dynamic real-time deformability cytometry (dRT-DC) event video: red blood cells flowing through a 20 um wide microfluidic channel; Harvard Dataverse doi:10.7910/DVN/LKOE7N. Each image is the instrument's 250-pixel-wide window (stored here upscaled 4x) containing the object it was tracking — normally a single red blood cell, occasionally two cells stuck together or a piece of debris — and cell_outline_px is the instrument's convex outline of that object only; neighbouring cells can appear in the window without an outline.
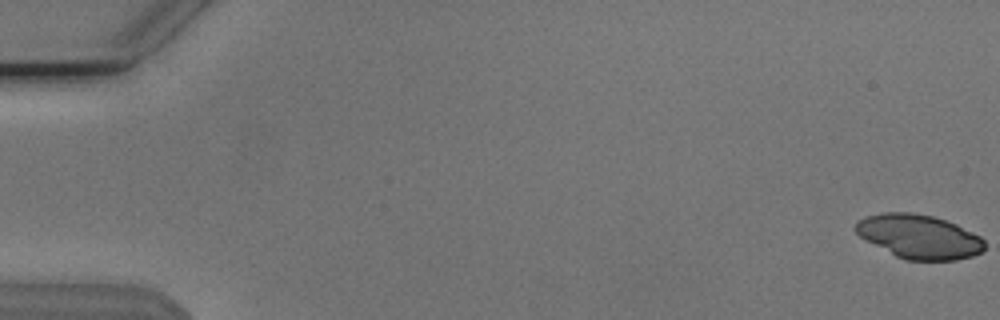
{"species": "Egyptian fruit bat (a non-hibernating species)", "species_latin": "Rousettus aegyptiacus", "temperature_condition": "cold", "stored_images_in_passage": 54, "camera_frame_rate_fps": 3000, "um_per_image_px": 0.085, "animal": {"sex": "male"}, "frame": {"image": 1, "passage_image": 1, "time_ms": 0.0, "image_size_px": [1000, 320], "cell_outline_px": [[984, 248], [980, 252], [972, 256], [956, 260], [904, 260], [896, 256], [860, 236], [852, 228], [856, 220], [864, 216], [880, 212], [912, 212], [932, 216], [956, 224], [980, 236], [984, 240]], "centroid_in_image_um": [78.08, 20.09], "position_along_channel_um": 6.9, "area_um2": 33.06}}
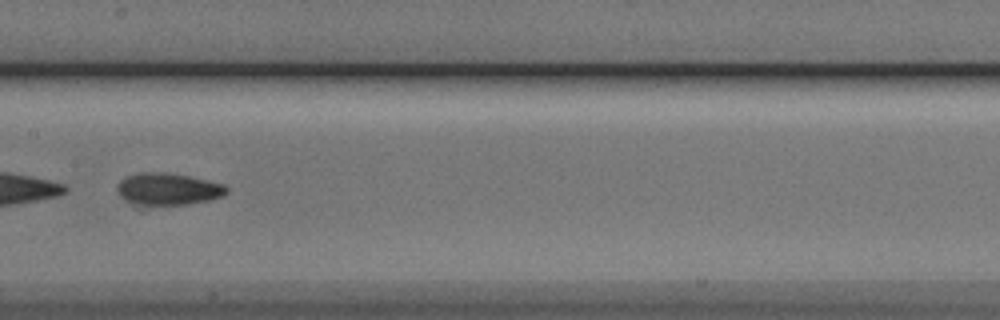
{"frame": {"image": 2, "passage_image": 29, "time_ms": 9.333, "image_size_px": [1000, 320], "cell_outline_px": [[228, 192], [224, 196], [208, 200], [188, 204], [136, 204], [124, 200], [120, 196], [116, 188], [120, 180], [136, 172], [164, 172], [188, 176], [224, 184], [228, 188]], "centroid_in_image_um": [14.28, 16.06], "position_along_channel_um": 193.1, "area_um2": 20.29}}
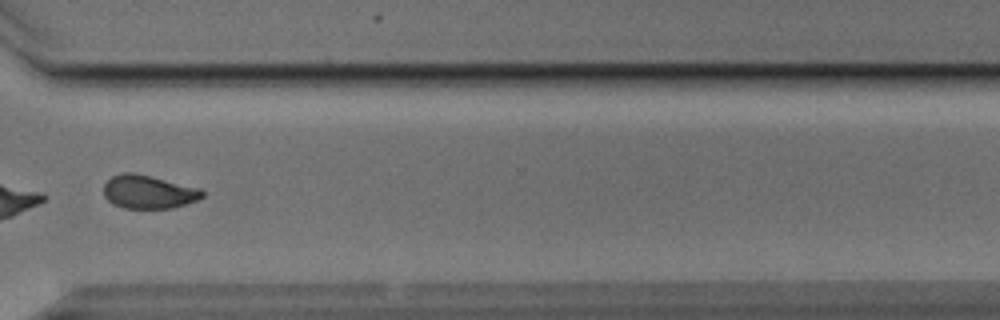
{"frame": {"image": 3, "passage_image": 42, "time_ms": 13.667, "image_size_px": [1000, 320], "cell_outline_px": [[204, 196], [196, 200], [172, 208], [124, 208], [112, 204], [104, 196], [104, 184], [112, 176], [124, 172], [132, 172], [152, 176], [200, 188], [204, 192]], "centroid_in_image_um": [12.61, 16.3], "position_along_channel_um": 358.0, "area_um2": 19.19}, "authors_computed_cell_mechanics": {"area_um2": 27.1949, "velocity_mm_per_s": 3.8136, "shape_relaxation_time_tau1_ms": 4.9948, "shape_relaxation_time_tau2_ms": 3.1748, "deformation_change_tau1": 0.1415, "deformation_change_tau2": 0.0703}}